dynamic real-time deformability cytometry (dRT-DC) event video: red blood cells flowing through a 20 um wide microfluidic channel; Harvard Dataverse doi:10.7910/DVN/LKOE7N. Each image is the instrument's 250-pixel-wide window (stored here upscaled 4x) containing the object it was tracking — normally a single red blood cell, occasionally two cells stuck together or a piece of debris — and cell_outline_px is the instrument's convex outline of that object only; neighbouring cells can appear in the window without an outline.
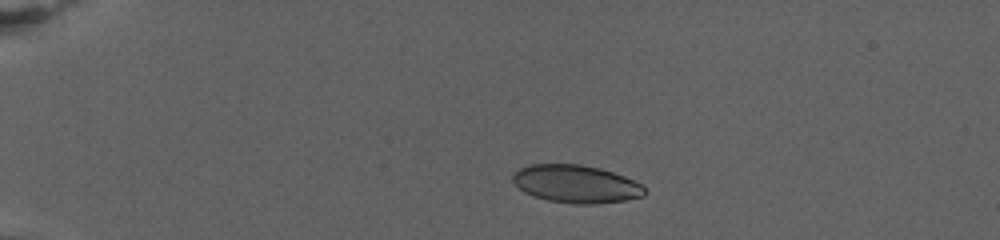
{"species": "human", "species_latin": "Homo sapiens", "temperature_condition": "warm", "stored_images_in_passage": 62, "camera_frame_rate_fps": 3000, "um_per_image_px": 0.085, "donor": {"sex": "female"}, "frame": {"image": 1, "passage_image": 1, "time_ms": 0.0, "image_size_px": [1000, 240], "cell_outline_px": [[648, 192], [644, 196], [624, 200], [596, 204], [572, 204], [548, 200], [524, 192], [512, 180], [512, 176], [520, 168], [532, 164], [580, 164], [600, 168], [624, 176], [644, 184]], "centroid_in_image_um": [49.02, 15.64], "position_along_channel_um": 36.0, "area_um2": 29.13}}
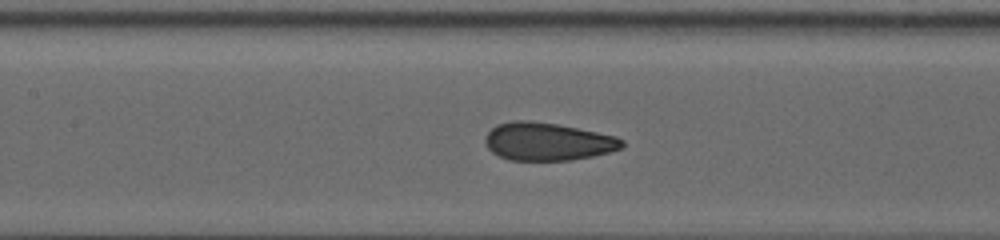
{"frame": {"image": 2, "passage_image": 27, "time_ms": 7.333, "image_size_px": [1000, 240], "cell_outline_px": [[624, 148], [592, 156], [568, 160], [508, 160], [492, 152], [488, 148], [484, 140], [484, 136], [496, 124], [512, 120], [528, 120], [556, 124], [616, 136], [624, 140]], "centroid_in_image_um": [46.52, 12.03], "position_along_channel_um": 160.9, "area_um2": 30.17}}
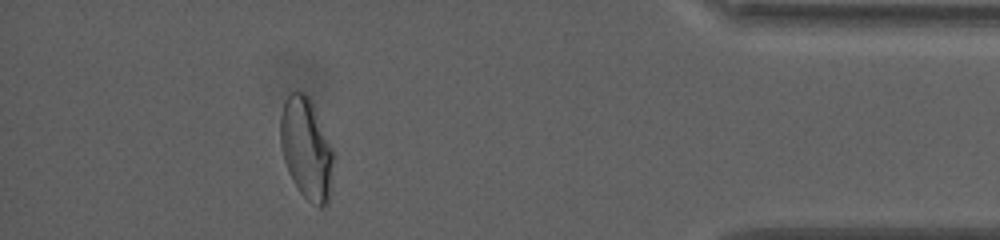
{"frame": {"image": 3, "passage_image": 53, "time_ms": 18.0, "image_size_px": [1000, 240], "cell_outline_px": [[332, 160], [328, 204], [320, 208], [312, 204], [296, 188], [288, 172], [280, 148], [280, 116], [284, 104], [288, 96], [292, 92], [304, 92], [308, 96], [312, 104], [332, 148]], "centroid_in_image_um": [26.0, 12.66], "position_along_channel_um": 409.2, "area_um2": 30.81}, "authors_computed_cell_mechanics": {"area_um2": 30.2872, "velocity_mm_per_s": 2.6915, "shape_relaxation_time_tau1_ms": 9.6165, "shape_relaxation_time_tau2_ms": null, "deformation_change_tau1": 0.2356, "deformation_change_tau2": null}}